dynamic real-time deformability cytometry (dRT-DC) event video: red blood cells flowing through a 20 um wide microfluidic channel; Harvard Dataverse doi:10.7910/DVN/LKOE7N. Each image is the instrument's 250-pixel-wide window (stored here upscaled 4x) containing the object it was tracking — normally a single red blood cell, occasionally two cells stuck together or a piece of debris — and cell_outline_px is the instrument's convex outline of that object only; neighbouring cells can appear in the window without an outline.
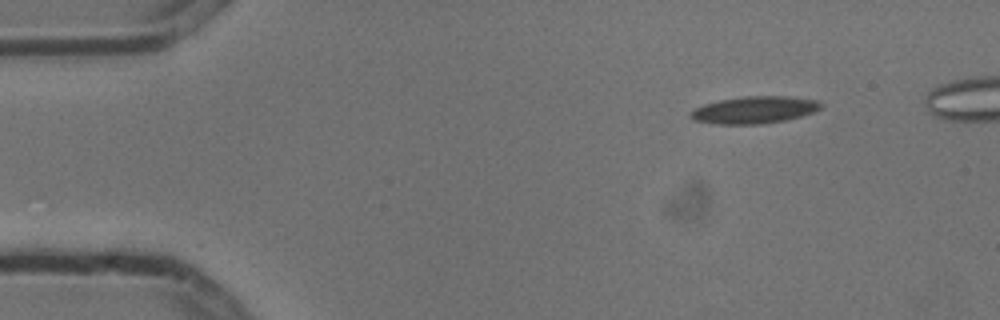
{"species": "common noctule bat (a hibernating species)", "species_latin": "Nyctalus noctula", "temperature_condition": "cold", "stored_images_in_passage": 4, "camera_frame_rate_fps": 3000, "um_per_image_px": 0.085, "animal": {"sex": "male", "body_mass_g": 13.3}, "frame": {"image": 1, "passage_image": 1, "time_ms": 0.0, "image_size_px": [1000, 320], "cell_outline_px": [[824, 104], [820, 108], [812, 112], [800, 116], [784, 120], [760, 124], [716, 124], [696, 120], [688, 116], [696, 108], [704, 104], [720, 100], [748, 96], [788, 96], [816, 100]], "centroid_in_image_um": [64.13, 9.34], "position_along_channel_um": 20.9, "area_um2": 20.29}}